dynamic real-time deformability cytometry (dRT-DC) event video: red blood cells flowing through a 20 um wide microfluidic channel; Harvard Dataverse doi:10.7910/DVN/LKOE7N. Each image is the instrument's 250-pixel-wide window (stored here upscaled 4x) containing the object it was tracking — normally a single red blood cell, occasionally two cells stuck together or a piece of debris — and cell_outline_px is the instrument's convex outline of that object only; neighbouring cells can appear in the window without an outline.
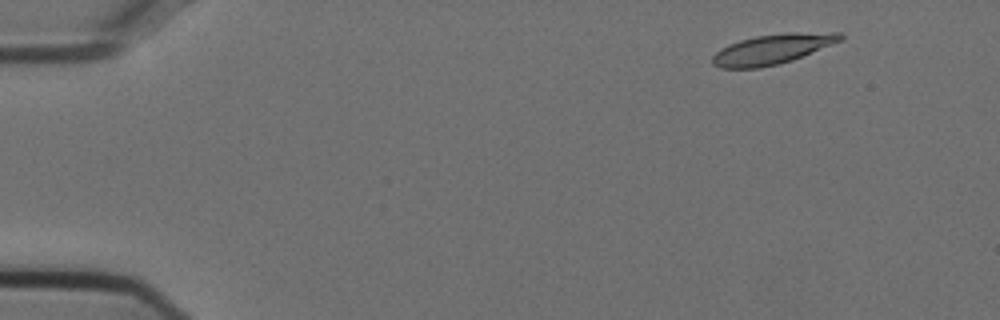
{"species": "Egyptian fruit bat (a non-hibernating species)", "species_latin": "Rousettus aegyptiacus", "temperature_condition": "cold", "stored_images_in_passage": 46, "camera_frame_rate_fps": 3000, "um_per_image_px": 0.085, "animal": {"sex": "female"}, "frame": {"image": 1, "passage_image": 5, "time_ms": 1.333, "image_size_px": [1000, 320], "cell_outline_px": [[844, 40], [792, 60], [760, 68], [720, 68], [712, 64], [712, 56], [720, 48], [728, 44], [740, 40], [756, 36], [784, 32], [844, 32]], "centroid_in_image_um": [65.69, 4.16], "position_along_channel_um": 19.3, "area_um2": 22.6}}
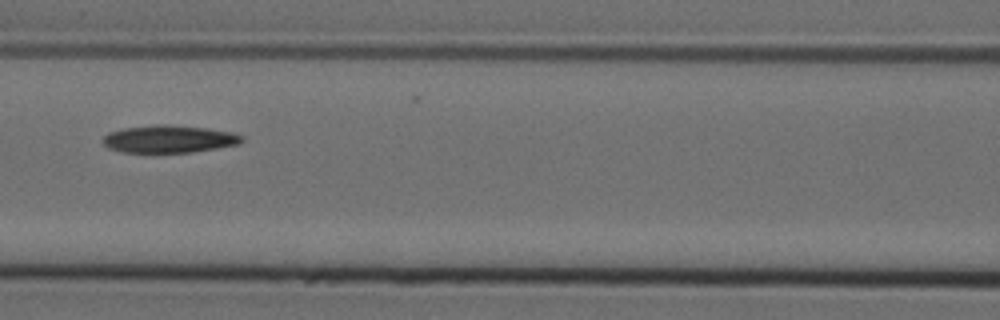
{"frame": {"image": 2, "passage_image": 24, "time_ms": 7.667, "image_size_px": [1000, 320], "cell_outline_px": [[244, 140], [240, 144], [192, 152], [120, 152], [108, 148], [100, 140], [108, 132], [124, 128], [156, 124], [164, 124], [208, 128], [232, 132], [244, 136]], "centroid_in_image_um": [14.36, 11.81], "position_along_channel_um": 152.2, "area_um2": 22.43}}
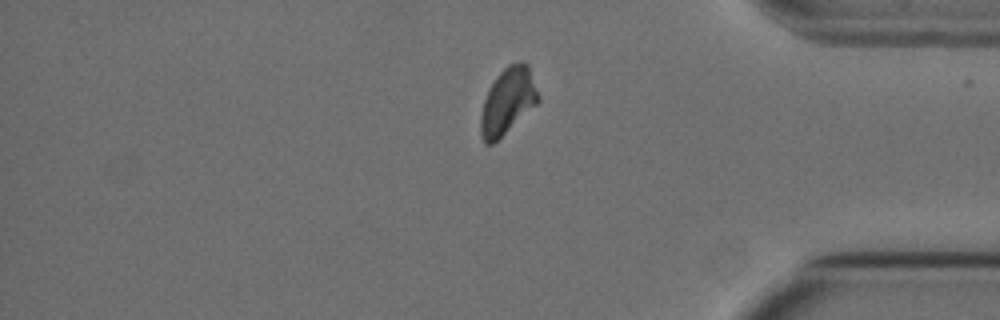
{"frame": {"image": 3, "passage_image": 45, "time_ms": 14.667, "image_size_px": [1000, 320], "cell_outline_px": [[540, 100], [536, 104], [492, 144], [484, 144], [480, 132], [480, 116], [484, 100], [496, 76], [508, 64], [520, 60], [528, 64], [540, 96]], "centroid_in_image_um": [43.16, 8.56], "position_along_channel_um": 392.0, "area_um2": 21.96}}